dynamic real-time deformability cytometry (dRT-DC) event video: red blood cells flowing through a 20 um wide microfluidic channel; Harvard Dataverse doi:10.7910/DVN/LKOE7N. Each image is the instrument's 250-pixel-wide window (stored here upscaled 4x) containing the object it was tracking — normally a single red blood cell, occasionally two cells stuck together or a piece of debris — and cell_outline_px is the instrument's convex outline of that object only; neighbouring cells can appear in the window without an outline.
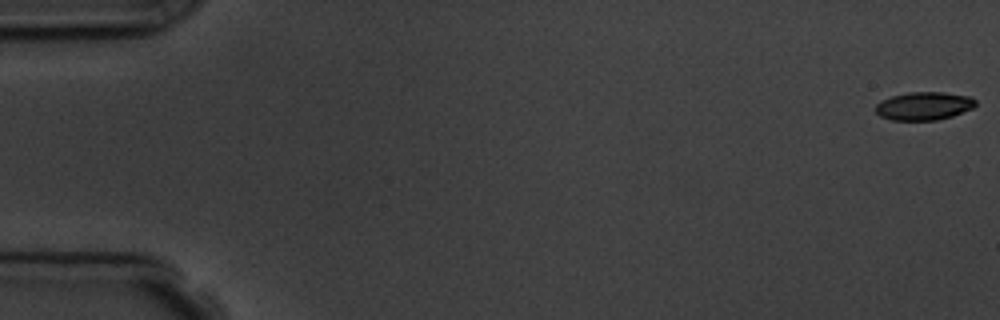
{"species": "common noctule bat (a hibernating species)", "species_latin": "Nyctalus noctula", "temperature_condition": "room temperature", "stored_images_in_passage": 7, "camera_frame_rate_fps": 3000, "um_per_image_px": 0.085, "animal": {"sex": "male", "body_mass_g": 19.5, "forearm_length_mm": 54.6}, "frame": {"image": 1, "passage_image": 1, "time_ms": 0.0, "image_size_px": [1000, 320], "cell_outline_px": [[976, 104], [972, 108], [952, 116], [936, 120], [892, 120], [880, 116], [876, 112], [876, 104], [880, 100], [892, 96], [908, 92], [944, 92], [972, 96], [976, 100]], "centroid_in_image_um": [78.54, 9.0], "position_along_channel_um": 6.5, "area_um2": 16.47}}
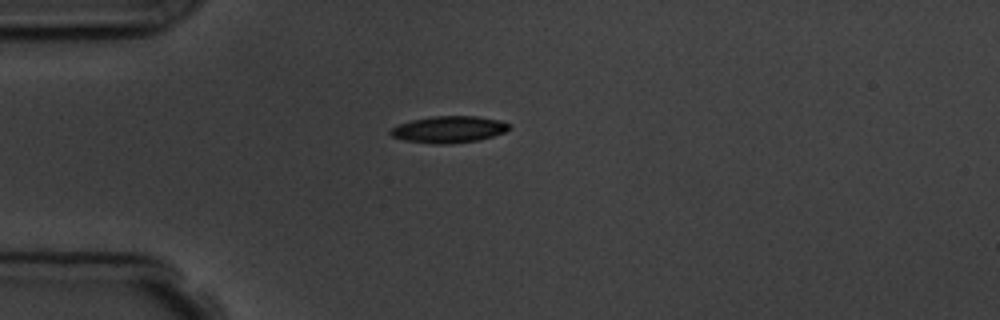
{"frame": {"image": 2, "passage_image": 5, "time_ms": 4.667, "image_size_px": [1000, 320], "cell_outline_px": [[508, 128], [504, 132], [492, 136], [476, 140], [444, 144], [436, 144], [404, 140], [392, 136], [388, 132], [392, 128], [400, 124], [412, 120], [432, 116], [476, 116], [500, 120], [508, 124]], "centroid_in_image_um": [38.11, 10.99], "position_along_channel_um": 46.9, "area_um2": 18.09}}